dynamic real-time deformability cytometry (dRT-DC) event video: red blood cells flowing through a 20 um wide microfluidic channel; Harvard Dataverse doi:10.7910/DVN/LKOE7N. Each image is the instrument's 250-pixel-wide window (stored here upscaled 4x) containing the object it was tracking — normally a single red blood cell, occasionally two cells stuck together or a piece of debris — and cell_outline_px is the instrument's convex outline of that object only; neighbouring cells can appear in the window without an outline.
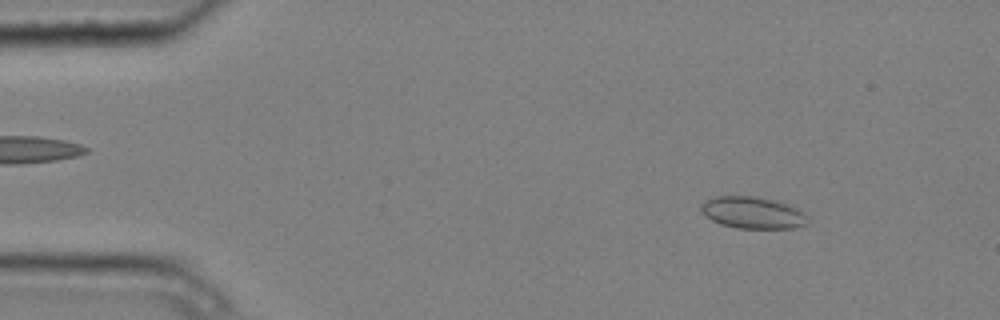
{"species": "common noctule bat (a hibernating species)", "species_latin": "Nyctalus noctula", "temperature_condition": "cold", "stored_images_in_passage": 12, "camera_frame_rate_fps": 3000, "um_per_image_px": 0.085, "animal": {"sex": "male", "body_mass_g": 20.4}, "frame": {"image": 1, "passage_image": 1, "time_ms": 0.0, "image_size_px": [1000, 320], "cell_outline_px": [[808, 216], [804, 224], [796, 228], [736, 228], [720, 224], [704, 216], [700, 208], [700, 204], [716, 196], [756, 196], [784, 200], [800, 208]], "centroid_in_image_um": [64.02, 18.05], "position_along_channel_um": 21.0, "area_um2": 20.29}}
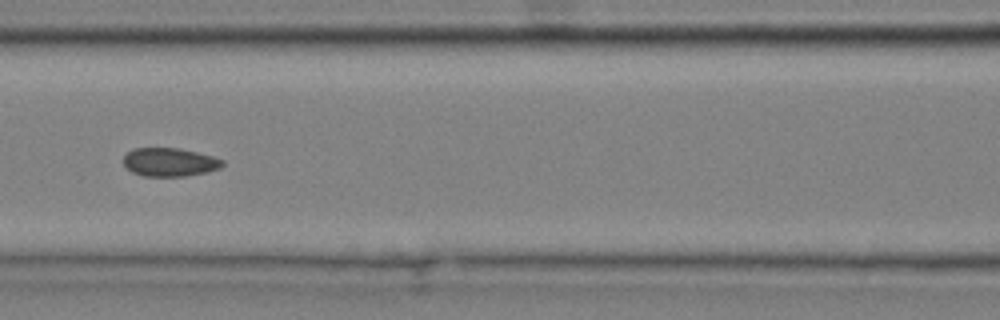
{"frame": {"image": 2, "passage_image": 5, "time_ms": 1.333, "image_size_px": [1000, 320], "cell_outline_px": [[224, 164], [220, 168], [208, 172], [184, 176], [144, 176], [132, 172], [124, 164], [124, 156], [132, 148], [180, 148], [212, 156], [224, 160]], "centroid_in_image_um": [14.43, 13.78], "position_along_channel_um": 152.2, "area_um2": 16.42}}
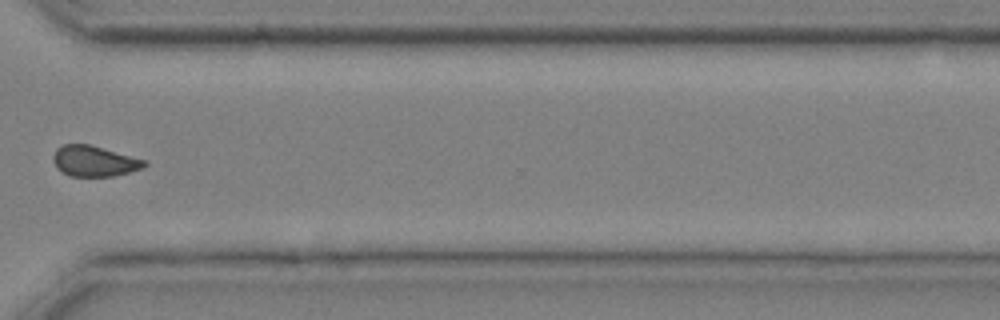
{"frame": {"image": 3, "passage_image": 10, "time_ms": 3.0, "image_size_px": [1000, 320], "cell_outline_px": [[148, 164], [144, 168], [112, 176], [68, 176], [56, 168], [52, 160], [52, 156], [56, 148], [60, 144], [88, 144], [148, 160]], "centroid_in_image_um": [8.0, 13.69], "position_along_channel_um": 362.6, "area_um2": 16.53}}